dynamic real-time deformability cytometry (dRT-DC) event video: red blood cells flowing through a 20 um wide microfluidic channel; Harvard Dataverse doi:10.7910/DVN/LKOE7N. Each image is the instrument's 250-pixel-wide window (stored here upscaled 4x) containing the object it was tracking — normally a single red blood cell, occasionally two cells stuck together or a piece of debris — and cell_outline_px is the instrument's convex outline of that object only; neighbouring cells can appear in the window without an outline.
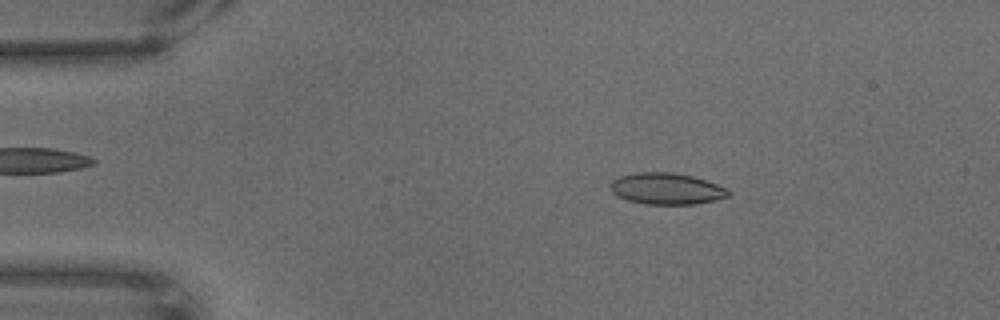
{"species": "common noctule bat (a hibernating species)", "species_latin": "Nyctalus noctula", "temperature_condition": "warm", "stored_images_in_passage": 67, "camera_frame_rate_fps": 3000, "um_per_image_px": 0.085, "animal": {"sex": "male", "body_mass_g": 18.8}, "frame": {"image": 1, "passage_image": 11, "time_ms": 3.333, "image_size_px": [1000, 320], "cell_outline_px": [[732, 196], [716, 200], [692, 204], [644, 204], [628, 200], [612, 192], [608, 184], [612, 180], [620, 176], [636, 172], [668, 172], [692, 176], [728, 188], [732, 192]], "centroid_in_image_um": [56.67, 16.04], "position_along_channel_um": 28.3, "area_um2": 21.68}}
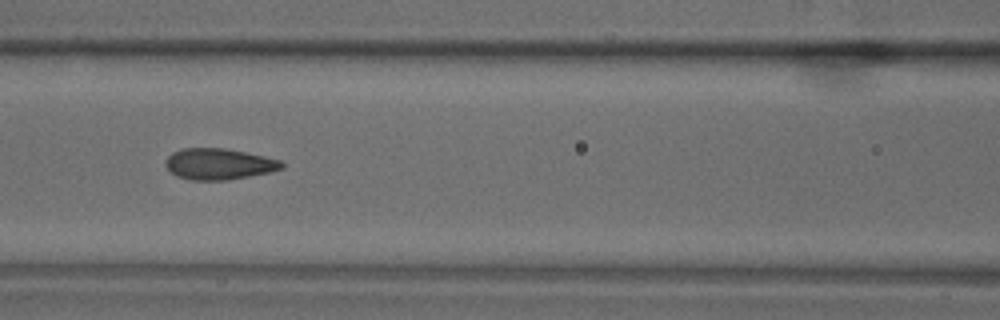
{"frame": {"image": 2, "passage_image": 29, "time_ms": 9.333, "image_size_px": [1000, 320], "cell_outline_px": [[284, 168], [268, 172], [228, 180], [192, 180], [176, 176], [164, 164], [164, 160], [172, 152], [180, 148], [224, 148], [264, 156], [280, 160], [284, 164]], "centroid_in_image_um": [18.57, 13.93], "position_along_channel_um": 148.0, "area_um2": 21.04}}
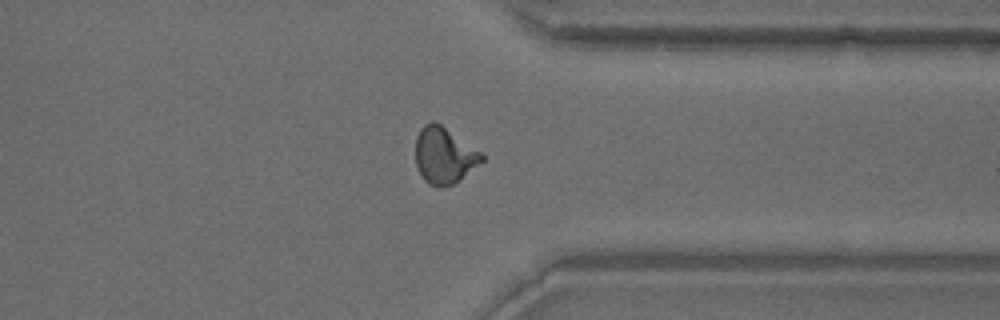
{"frame": {"image": 3, "passage_image": 52, "time_ms": 17.0, "image_size_px": [1000, 320], "cell_outline_px": [[484, 160], [452, 184], [440, 188], [428, 184], [424, 180], [416, 164], [416, 136], [420, 128], [424, 124], [432, 120], [440, 124], [484, 152]], "centroid_in_image_um": [37.76, 13.19], "position_along_channel_um": 373.6, "area_um2": 21.79}}